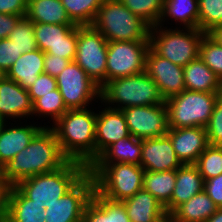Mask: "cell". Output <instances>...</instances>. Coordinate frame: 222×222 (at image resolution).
Instances as JSON below:
<instances>
[{"label": "cell", "mask_w": 222, "mask_h": 222, "mask_svg": "<svg viewBox=\"0 0 222 222\" xmlns=\"http://www.w3.org/2000/svg\"><path fill=\"white\" fill-rule=\"evenodd\" d=\"M67 161L55 132L43 127L26 148L1 167V176L15 186L23 179L55 171Z\"/></svg>", "instance_id": "1"}, {"label": "cell", "mask_w": 222, "mask_h": 222, "mask_svg": "<svg viewBox=\"0 0 222 222\" xmlns=\"http://www.w3.org/2000/svg\"><path fill=\"white\" fill-rule=\"evenodd\" d=\"M89 107L69 109L50 127L56 134L63 155L88 168L95 161L97 112Z\"/></svg>", "instance_id": "2"}, {"label": "cell", "mask_w": 222, "mask_h": 222, "mask_svg": "<svg viewBox=\"0 0 222 222\" xmlns=\"http://www.w3.org/2000/svg\"><path fill=\"white\" fill-rule=\"evenodd\" d=\"M100 102H104L103 106L122 110L132 106L158 105L165 103V99L158 85L144 71L107 81L100 88Z\"/></svg>", "instance_id": "3"}, {"label": "cell", "mask_w": 222, "mask_h": 222, "mask_svg": "<svg viewBox=\"0 0 222 222\" xmlns=\"http://www.w3.org/2000/svg\"><path fill=\"white\" fill-rule=\"evenodd\" d=\"M83 163L68 160L61 168L21 180L15 185L28 199L39 204L57 200L70 191L87 173Z\"/></svg>", "instance_id": "4"}, {"label": "cell", "mask_w": 222, "mask_h": 222, "mask_svg": "<svg viewBox=\"0 0 222 222\" xmlns=\"http://www.w3.org/2000/svg\"><path fill=\"white\" fill-rule=\"evenodd\" d=\"M95 190L112 201H124L143 188L145 170L130 163H93L88 168Z\"/></svg>", "instance_id": "5"}, {"label": "cell", "mask_w": 222, "mask_h": 222, "mask_svg": "<svg viewBox=\"0 0 222 222\" xmlns=\"http://www.w3.org/2000/svg\"><path fill=\"white\" fill-rule=\"evenodd\" d=\"M92 26L108 42L150 41V26L133 14L120 0H104Z\"/></svg>", "instance_id": "6"}, {"label": "cell", "mask_w": 222, "mask_h": 222, "mask_svg": "<svg viewBox=\"0 0 222 222\" xmlns=\"http://www.w3.org/2000/svg\"><path fill=\"white\" fill-rule=\"evenodd\" d=\"M179 29L152 26L149 40L150 47L158 55L184 67L199 56V45L205 33L196 28Z\"/></svg>", "instance_id": "7"}, {"label": "cell", "mask_w": 222, "mask_h": 222, "mask_svg": "<svg viewBox=\"0 0 222 222\" xmlns=\"http://www.w3.org/2000/svg\"><path fill=\"white\" fill-rule=\"evenodd\" d=\"M222 92L184 90L165 101L169 128L204 127L208 125Z\"/></svg>", "instance_id": "8"}, {"label": "cell", "mask_w": 222, "mask_h": 222, "mask_svg": "<svg viewBox=\"0 0 222 222\" xmlns=\"http://www.w3.org/2000/svg\"><path fill=\"white\" fill-rule=\"evenodd\" d=\"M107 39L92 25L77 26L74 61L100 88L106 83Z\"/></svg>", "instance_id": "9"}, {"label": "cell", "mask_w": 222, "mask_h": 222, "mask_svg": "<svg viewBox=\"0 0 222 222\" xmlns=\"http://www.w3.org/2000/svg\"><path fill=\"white\" fill-rule=\"evenodd\" d=\"M95 190L88 172L70 191L57 200L43 202L45 222H82L84 210Z\"/></svg>", "instance_id": "10"}, {"label": "cell", "mask_w": 222, "mask_h": 222, "mask_svg": "<svg viewBox=\"0 0 222 222\" xmlns=\"http://www.w3.org/2000/svg\"><path fill=\"white\" fill-rule=\"evenodd\" d=\"M150 41H112L107 46L106 82L145 71Z\"/></svg>", "instance_id": "11"}, {"label": "cell", "mask_w": 222, "mask_h": 222, "mask_svg": "<svg viewBox=\"0 0 222 222\" xmlns=\"http://www.w3.org/2000/svg\"><path fill=\"white\" fill-rule=\"evenodd\" d=\"M55 78L68 109H84L90 107L92 101L100 100V87L75 61L70 62Z\"/></svg>", "instance_id": "12"}, {"label": "cell", "mask_w": 222, "mask_h": 222, "mask_svg": "<svg viewBox=\"0 0 222 222\" xmlns=\"http://www.w3.org/2000/svg\"><path fill=\"white\" fill-rule=\"evenodd\" d=\"M131 136L141 140L162 137L169 131L165 103L123 108Z\"/></svg>", "instance_id": "13"}, {"label": "cell", "mask_w": 222, "mask_h": 222, "mask_svg": "<svg viewBox=\"0 0 222 222\" xmlns=\"http://www.w3.org/2000/svg\"><path fill=\"white\" fill-rule=\"evenodd\" d=\"M37 47L42 52L74 61L77 50V26L74 24L34 23Z\"/></svg>", "instance_id": "14"}, {"label": "cell", "mask_w": 222, "mask_h": 222, "mask_svg": "<svg viewBox=\"0 0 222 222\" xmlns=\"http://www.w3.org/2000/svg\"><path fill=\"white\" fill-rule=\"evenodd\" d=\"M145 72L158 85L165 101L186 89L183 67L161 57L151 47L146 53Z\"/></svg>", "instance_id": "15"}, {"label": "cell", "mask_w": 222, "mask_h": 222, "mask_svg": "<svg viewBox=\"0 0 222 222\" xmlns=\"http://www.w3.org/2000/svg\"><path fill=\"white\" fill-rule=\"evenodd\" d=\"M97 113L95 129V160L113 143L130 135L122 110L104 106Z\"/></svg>", "instance_id": "16"}, {"label": "cell", "mask_w": 222, "mask_h": 222, "mask_svg": "<svg viewBox=\"0 0 222 222\" xmlns=\"http://www.w3.org/2000/svg\"><path fill=\"white\" fill-rule=\"evenodd\" d=\"M182 165L167 134L162 137L142 140L140 166L145 171L161 172L176 170Z\"/></svg>", "instance_id": "17"}, {"label": "cell", "mask_w": 222, "mask_h": 222, "mask_svg": "<svg viewBox=\"0 0 222 222\" xmlns=\"http://www.w3.org/2000/svg\"><path fill=\"white\" fill-rule=\"evenodd\" d=\"M33 103L28 90L17 82L0 75V117L5 121L32 116ZM24 117V118H23Z\"/></svg>", "instance_id": "18"}, {"label": "cell", "mask_w": 222, "mask_h": 222, "mask_svg": "<svg viewBox=\"0 0 222 222\" xmlns=\"http://www.w3.org/2000/svg\"><path fill=\"white\" fill-rule=\"evenodd\" d=\"M167 135L183 165L195 164L201 153L209 146L204 127L169 128Z\"/></svg>", "instance_id": "19"}, {"label": "cell", "mask_w": 222, "mask_h": 222, "mask_svg": "<svg viewBox=\"0 0 222 222\" xmlns=\"http://www.w3.org/2000/svg\"><path fill=\"white\" fill-rule=\"evenodd\" d=\"M204 190V179L194 164H184L176 169L175 187L170 202L164 207L170 215L178 206Z\"/></svg>", "instance_id": "20"}, {"label": "cell", "mask_w": 222, "mask_h": 222, "mask_svg": "<svg viewBox=\"0 0 222 222\" xmlns=\"http://www.w3.org/2000/svg\"><path fill=\"white\" fill-rule=\"evenodd\" d=\"M17 125L19 123L10 127L5 123L0 130V168L26 148L34 136L45 127L38 124Z\"/></svg>", "instance_id": "21"}, {"label": "cell", "mask_w": 222, "mask_h": 222, "mask_svg": "<svg viewBox=\"0 0 222 222\" xmlns=\"http://www.w3.org/2000/svg\"><path fill=\"white\" fill-rule=\"evenodd\" d=\"M122 202L130 222H161L167 216L164 206L143 188Z\"/></svg>", "instance_id": "22"}, {"label": "cell", "mask_w": 222, "mask_h": 222, "mask_svg": "<svg viewBox=\"0 0 222 222\" xmlns=\"http://www.w3.org/2000/svg\"><path fill=\"white\" fill-rule=\"evenodd\" d=\"M82 222H130L123 202L112 201L96 190L87 203Z\"/></svg>", "instance_id": "23"}, {"label": "cell", "mask_w": 222, "mask_h": 222, "mask_svg": "<svg viewBox=\"0 0 222 222\" xmlns=\"http://www.w3.org/2000/svg\"><path fill=\"white\" fill-rule=\"evenodd\" d=\"M44 52L39 48L22 54L7 71L5 76L28 90L44 72Z\"/></svg>", "instance_id": "24"}, {"label": "cell", "mask_w": 222, "mask_h": 222, "mask_svg": "<svg viewBox=\"0 0 222 222\" xmlns=\"http://www.w3.org/2000/svg\"><path fill=\"white\" fill-rule=\"evenodd\" d=\"M186 90L222 92L221 79L198 56L183 67Z\"/></svg>", "instance_id": "25"}, {"label": "cell", "mask_w": 222, "mask_h": 222, "mask_svg": "<svg viewBox=\"0 0 222 222\" xmlns=\"http://www.w3.org/2000/svg\"><path fill=\"white\" fill-rule=\"evenodd\" d=\"M45 216L44 204L28 199L16 186L12 187L5 222H45Z\"/></svg>", "instance_id": "26"}, {"label": "cell", "mask_w": 222, "mask_h": 222, "mask_svg": "<svg viewBox=\"0 0 222 222\" xmlns=\"http://www.w3.org/2000/svg\"><path fill=\"white\" fill-rule=\"evenodd\" d=\"M141 157L142 140L129 136L110 145L93 163H130L140 165Z\"/></svg>", "instance_id": "27"}, {"label": "cell", "mask_w": 222, "mask_h": 222, "mask_svg": "<svg viewBox=\"0 0 222 222\" xmlns=\"http://www.w3.org/2000/svg\"><path fill=\"white\" fill-rule=\"evenodd\" d=\"M217 209L218 207L203 190L178 206L170 216L178 222H206Z\"/></svg>", "instance_id": "28"}, {"label": "cell", "mask_w": 222, "mask_h": 222, "mask_svg": "<svg viewBox=\"0 0 222 222\" xmlns=\"http://www.w3.org/2000/svg\"><path fill=\"white\" fill-rule=\"evenodd\" d=\"M198 17V0H164L162 15L157 25L163 26L162 23L171 18L169 20L174 19L176 25L178 22L183 28L198 29Z\"/></svg>", "instance_id": "29"}, {"label": "cell", "mask_w": 222, "mask_h": 222, "mask_svg": "<svg viewBox=\"0 0 222 222\" xmlns=\"http://www.w3.org/2000/svg\"><path fill=\"white\" fill-rule=\"evenodd\" d=\"M26 17L34 23L73 24L61 0H28Z\"/></svg>", "instance_id": "30"}, {"label": "cell", "mask_w": 222, "mask_h": 222, "mask_svg": "<svg viewBox=\"0 0 222 222\" xmlns=\"http://www.w3.org/2000/svg\"><path fill=\"white\" fill-rule=\"evenodd\" d=\"M176 182V170L145 171L143 189L151 193L164 207L170 202Z\"/></svg>", "instance_id": "31"}, {"label": "cell", "mask_w": 222, "mask_h": 222, "mask_svg": "<svg viewBox=\"0 0 222 222\" xmlns=\"http://www.w3.org/2000/svg\"><path fill=\"white\" fill-rule=\"evenodd\" d=\"M71 22L76 26H91L104 0H61Z\"/></svg>", "instance_id": "32"}, {"label": "cell", "mask_w": 222, "mask_h": 222, "mask_svg": "<svg viewBox=\"0 0 222 222\" xmlns=\"http://www.w3.org/2000/svg\"><path fill=\"white\" fill-rule=\"evenodd\" d=\"M67 110H69L63 100L60 91L57 89L43 95L33 103V115L42 118L51 117L52 123L56 122Z\"/></svg>", "instance_id": "33"}, {"label": "cell", "mask_w": 222, "mask_h": 222, "mask_svg": "<svg viewBox=\"0 0 222 222\" xmlns=\"http://www.w3.org/2000/svg\"><path fill=\"white\" fill-rule=\"evenodd\" d=\"M133 14L150 27L156 26L163 11L164 0H120Z\"/></svg>", "instance_id": "34"}, {"label": "cell", "mask_w": 222, "mask_h": 222, "mask_svg": "<svg viewBox=\"0 0 222 222\" xmlns=\"http://www.w3.org/2000/svg\"><path fill=\"white\" fill-rule=\"evenodd\" d=\"M194 165L204 181L222 174V146L209 145Z\"/></svg>", "instance_id": "35"}, {"label": "cell", "mask_w": 222, "mask_h": 222, "mask_svg": "<svg viewBox=\"0 0 222 222\" xmlns=\"http://www.w3.org/2000/svg\"><path fill=\"white\" fill-rule=\"evenodd\" d=\"M198 29L209 33L222 25V0H198Z\"/></svg>", "instance_id": "36"}, {"label": "cell", "mask_w": 222, "mask_h": 222, "mask_svg": "<svg viewBox=\"0 0 222 222\" xmlns=\"http://www.w3.org/2000/svg\"><path fill=\"white\" fill-rule=\"evenodd\" d=\"M8 39L14 41L21 55L38 49L34 35V22L27 17H22L18 21Z\"/></svg>", "instance_id": "37"}, {"label": "cell", "mask_w": 222, "mask_h": 222, "mask_svg": "<svg viewBox=\"0 0 222 222\" xmlns=\"http://www.w3.org/2000/svg\"><path fill=\"white\" fill-rule=\"evenodd\" d=\"M199 57L222 81V46L208 33L200 42Z\"/></svg>", "instance_id": "38"}, {"label": "cell", "mask_w": 222, "mask_h": 222, "mask_svg": "<svg viewBox=\"0 0 222 222\" xmlns=\"http://www.w3.org/2000/svg\"><path fill=\"white\" fill-rule=\"evenodd\" d=\"M206 131L209 145L222 146V95L215 104Z\"/></svg>", "instance_id": "39"}, {"label": "cell", "mask_w": 222, "mask_h": 222, "mask_svg": "<svg viewBox=\"0 0 222 222\" xmlns=\"http://www.w3.org/2000/svg\"><path fill=\"white\" fill-rule=\"evenodd\" d=\"M21 56L14 41L0 39V75H5L14 62Z\"/></svg>", "instance_id": "40"}, {"label": "cell", "mask_w": 222, "mask_h": 222, "mask_svg": "<svg viewBox=\"0 0 222 222\" xmlns=\"http://www.w3.org/2000/svg\"><path fill=\"white\" fill-rule=\"evenodd\" d=\"M55 89H57L56 78L43 72L28 89V93L32 103H34L38 98L42 97L43 95H47L49 92Z\"/></svg>", "instance_id": "41"}, {"label": "cell", "mask_w": 222, "mask_h": 222, "mask_svg": "<svg viewBox=\"0 0 222 222\" xmlns=\"http://www.w3.org/2000/svg\"><path fill=\"white\" fill-rule=\"evenodd\" d=\"M71 61L47 52L44 53V73L57 77Z\"/></svg>", "instance_id": "42"}, {"label": "cell", "mask_w": 222, "mask_h": 222, "mask_svg": "<svg viewBox=\"0 0 222 222\" xmlns=\"http://www.w3.org/2000/svg\"><path fill=\"white\" fill-rule=\"evenodd\" d=\"M204 191L218 208H222V174L205 180Z\"/></svg>", "instance_id": "43"}, {"label": "cell", "mask_w": 222, "mask_h": 222, "mask_svg": "<svg viewBox=\"0 0 222 222\" xmlns=\"http://www.w3.org/2000/svg\"><path fill=\"white\" fill-rule=\"evenodd\" d=\"M28 0H0V13L26 17Z\"/></svg>", "instance_id": "44"}, {"label": "cell", "mask_w": 222, "mask_h": 222, "mask_svg": "<svg viewBox=\"0 0 222 222\" xmlns=\"http://www.w3.org/2000/svg\"><path fill=\"white\" fill-rule=\"evenodd\" d=\"M13 185L0 176V220L5 222L8 215L9 196Z\"/></svg>", "instance_id": "45"}, {"label": "cell", "mask_w": 222, "mask_h": 222, "mask_svg": "<svg viewBox=\"0 0 222 222\" xmlns=\"http://www.w3.org/2000/svg\"><path fill=\"white\" fill-rule=\"evenodd\" d=\"M22 16L0 13V39L8 38Z\"/></svg>", "instance_id": "46"}, {"label": "cell", "mask_w": 222, "mask_h": 222, "mask_svg": "<svg viewBox=\"0 0 222 222\" xmlns=\"http://www.w3.org/2000/svg\"><path fill=\"white\" fill-rule=\"evenodd\" d=\"M208 34L222 46V25L215 27Z\"/></svg>", "instance_id": "47"}, {"label": "cell", "mask_w": 222, "mask_h": 222, "mask_svg": "<svg viewBox=\"0 0 222 222\" xmlns=\"http://www.w3.org/2000/svg\"><path fill=\"white\" fill-rule=\"evenodd\" d=\"M206 222H222V208H218Z\"/></svg>", "instance_id": "48"}, {"label": "cell", "mask_w": 222, "mask_h": 222, "mask_svg": "<svg viewBox=\"0 0 222 222\" xmlns=\"http://www.w3.org/2000/svg\"><path fill=\"white\" fill-rule=\"evenodd\" d=\"M165 222H178L176 221L173 217H171L170 215H167L165 217Z\"/></svg>", "instance_id": "49"}, {"label": "cell", "mask_w": 222, "mask_h": 222, "mask_svg": "<svg viewBox=\"0 0 222 222\" xmlns=\"http://www.w3.org/2000/svg\"><path fill=\"white\" fill-rule=\"evenodd\" d=\"M4 124H5V121L0 117V130L2 129Z\"/></svg>", "instance_id": "50"}]
</instances>
